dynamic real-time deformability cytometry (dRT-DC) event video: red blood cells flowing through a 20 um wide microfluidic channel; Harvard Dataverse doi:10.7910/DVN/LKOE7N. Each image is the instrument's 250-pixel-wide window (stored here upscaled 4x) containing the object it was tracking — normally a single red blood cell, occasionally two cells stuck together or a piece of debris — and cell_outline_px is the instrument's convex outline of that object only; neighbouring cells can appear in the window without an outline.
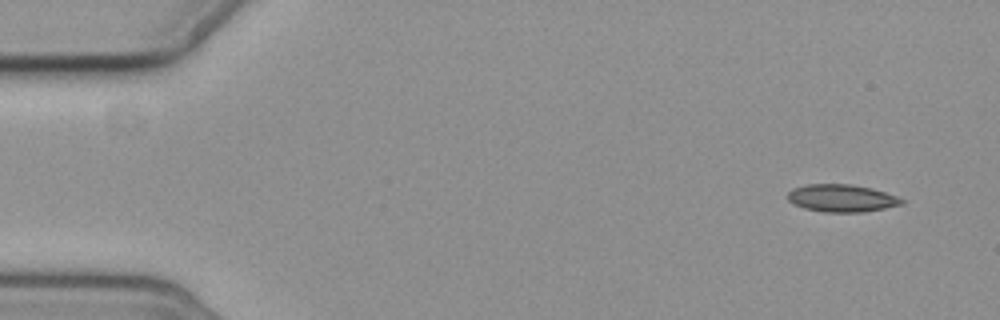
{"species": "common noctule bat (a hibernating species)", "species_latin": "Nyctalus noctula", "temperature_condition": "cold", "stored_images_in_passage": 4, "camera_frame_rate_fps": 3000, "um_per_image_px": 0.085, "animal": {"sex": "female", "body_mass_g": 19.3, "forearm_length_mm": 54.1}, "frame": {"image": 1, "passage_image": 1, "time_ms": 0.0, "image_size_px": [1000, 320], "cell_outline_px": [[904, 204], [864, 212], [824, 212], [804, 208], [788, 200], [788, 192], [792, 188], [808, 184], [848, 184], [872, 188], [896, 196], [904, 200]], "centroid_in_image_um": [71.54, 16.84], "position_along_channel_um": 13.5, "area_um2": 18.15}}
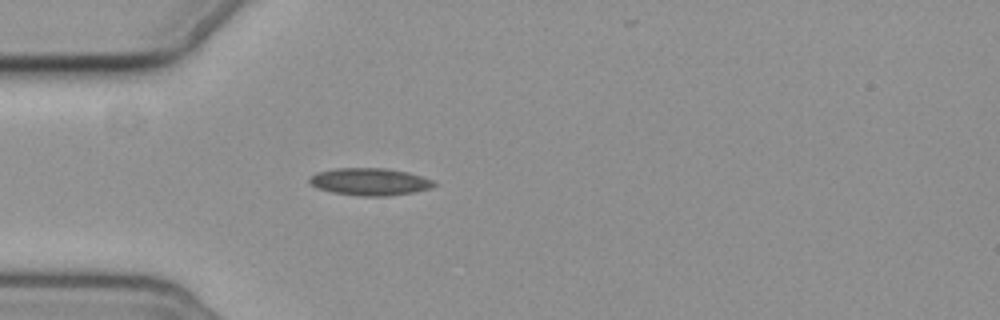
{"frame": {"image": 2, "passage_image": 4, "time_ms": 4.333, "image_size_px": [1000, 320], "cell_outline_px": [[436, 184], [432, 188], [412, 192], [388, 196], [360, 196], [332, 192], [316, 188], [308, 180], [316, 172], [336, 168], [388, 168], [408, 172], [432, 180]], "centroid_in_image_um": [31.42, 15.44], "position_along_channel_um": 53.6, "area_um2": 19.77}}